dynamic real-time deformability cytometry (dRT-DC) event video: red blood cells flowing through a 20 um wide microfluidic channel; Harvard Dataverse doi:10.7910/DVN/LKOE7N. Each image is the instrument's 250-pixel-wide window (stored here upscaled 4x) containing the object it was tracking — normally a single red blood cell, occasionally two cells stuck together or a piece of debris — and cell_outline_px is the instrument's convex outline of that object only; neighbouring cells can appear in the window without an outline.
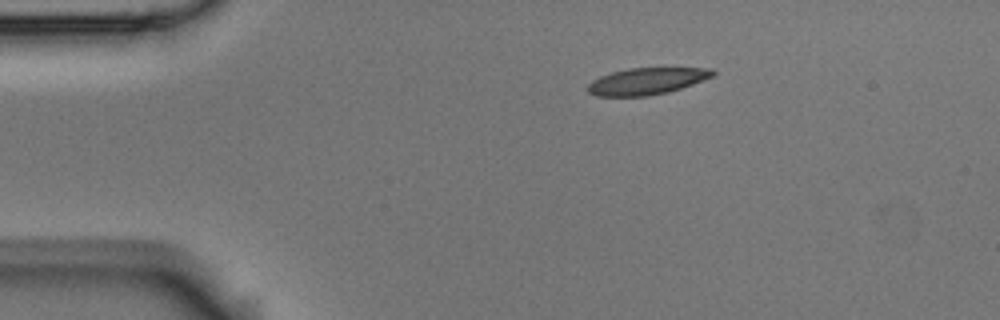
{"species": "Egyptian fruit bat (a non-hibernating species)", "species_latin": "Rousettus aegyptiacus", "temperature_condition": "room temperature", "stored_images_in_passage": 3, "camera_frame_rate_fps": 3000, "um_per_image_px": 0.085, "animal": {"sex": "male"}, "frame": {"image": 1, "passage_image": 1, "time_ms": 0.0, "image_size_px": [1000, 320], "cell_outline_px": [[716, 72], [712, 76], [692, 84], [668, 92], [648, 96], [596, 96], [588, 92], [588, 84], [592, 80], [600, 76], [612, 72], [628, 68], [712, 68]], "centroid_in_image_um": [54.95, 6.9], "position_along_channel_um": 30.1, "area_um2": 19.36}}
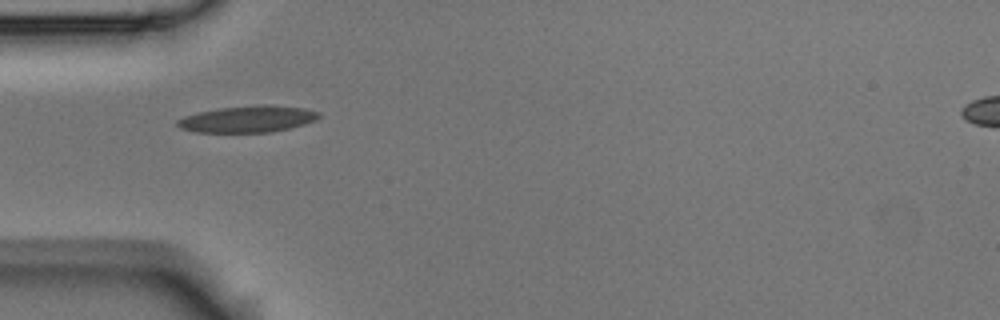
{"frame": {"image": 2, "passage_image": 3, "time_ms": 0.667, "image_size_px": [1000, 320], "cell_outline_px": [[320, 116], [316, 120], [304, 124], [272, 132], [196, 132], [180, 128], [176, 124], [176, 120], [184, 116], [196, 112], [220, 108], [264, 104], [268, 104], [304, 108], [320, 112]], "centroid_in_image_um": [21.05, 10.11], "position_along_channel_um": 64.0, "area_um2": 21.96}}